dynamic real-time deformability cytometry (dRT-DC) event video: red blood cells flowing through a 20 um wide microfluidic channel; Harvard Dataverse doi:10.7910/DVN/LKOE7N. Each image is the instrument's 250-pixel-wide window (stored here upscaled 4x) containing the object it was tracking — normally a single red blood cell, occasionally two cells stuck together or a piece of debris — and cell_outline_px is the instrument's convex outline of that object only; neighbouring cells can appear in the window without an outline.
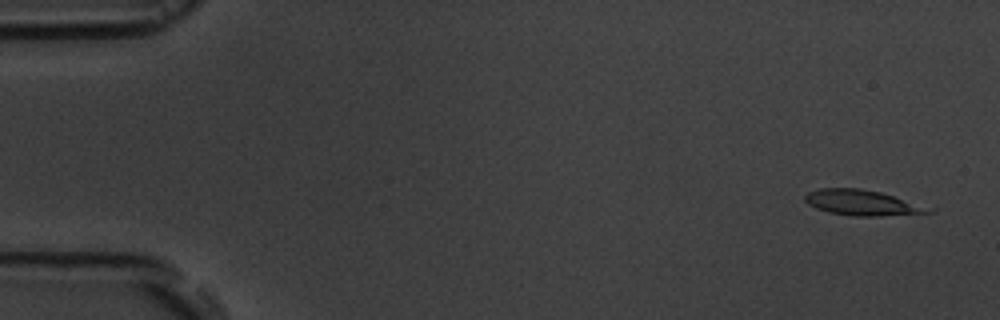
{"species": "common noctule bat (a hibernating species)", "species_latin": "Nyctalus noctula", "temperature_condition": "room temperature", "stored_images_in_passage": 5, "camera_frame_rate_fps": 3000, "um_per_image_px": 0.085, "animal": {"sex": "male", "body_mass_g": 19.5, "forearm_length_mm": 54.6}, "frame": {"image": 1, "passage_image": 1, "time_ms": 0.0, "image_size_px": [1000, 320], "cell_outline_px": [[936, 208], [932, 212], [880, 216], [852, 216], [828, 212], [816, 208], [808, 204], [804, 200], [804, 196], [808, 192], [820, 188], [860, 188], [880, 192]], "centroid_in_image_um": [73.29, 17.23], "position_along_channel_um": 11.7, "area_um2": 18.44}}